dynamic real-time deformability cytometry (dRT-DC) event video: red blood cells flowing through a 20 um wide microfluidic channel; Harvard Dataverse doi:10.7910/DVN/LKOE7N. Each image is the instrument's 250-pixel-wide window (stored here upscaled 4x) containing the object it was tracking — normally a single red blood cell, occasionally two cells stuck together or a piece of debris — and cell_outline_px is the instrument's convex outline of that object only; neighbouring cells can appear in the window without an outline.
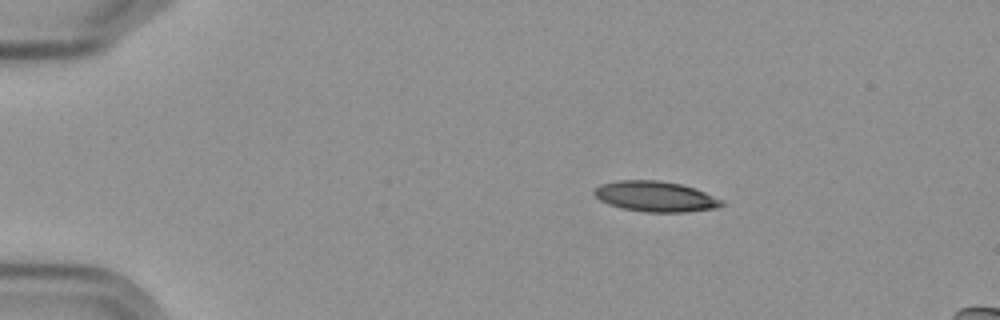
{"species": "Egyptian fruit bat (a non-hibernating species)", "species_latin": "Rousettus aegyptiacus", "temperature_condition": "cold", "stored_images_in_passage": 5, "camera_frame_rate_fps": 3000, "um_per_image_px": 0.085, "frame": {"image": 1, "passage_image": 2, "time_ms": 1.333, "image_size_px": [1000, 320], "cell_outline_px": [[724, 204], [716, 208], [684, 212], [644, 212], [620, 208], [608, 204], [600, 200], [592, 192], [600, 184], [620, 180], [656, 180], [680, 184], [704, 192], [724, 200]], "centroid_in_image_um": [55.69, 16.71], "position_along_channel_um": 29.3, "area_um2": 22.54}}
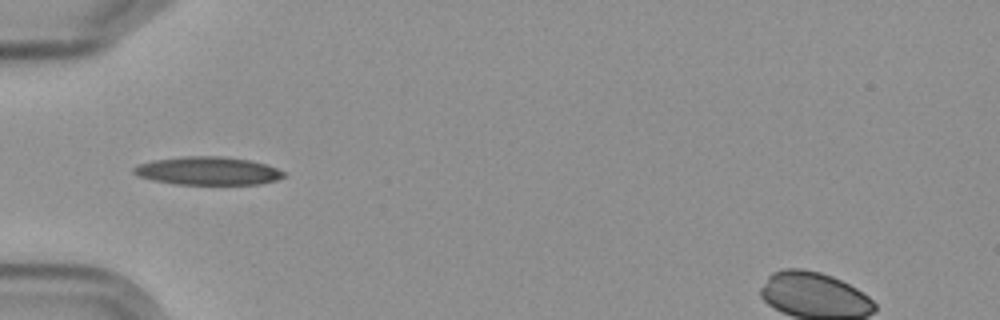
{"frame": {"image": 2, "passage_image": 4, "time_ms": 4.333, "image_size_px": [1000, 320], "cell_outline_px": [[284, 176], [276, 180], [260, 184], [172, 184], [152, 180], [136, 176], [132, 172], [132, 168], [140, 164], [156, 160], [188, 156], [216, 156], [248, 160], [264, 164], [276, 168], [284, 172]], "centroid_in_image_um": [17.62, 14.54], "position_along_channel_um": 67.4, "area_um2": 24.33}}
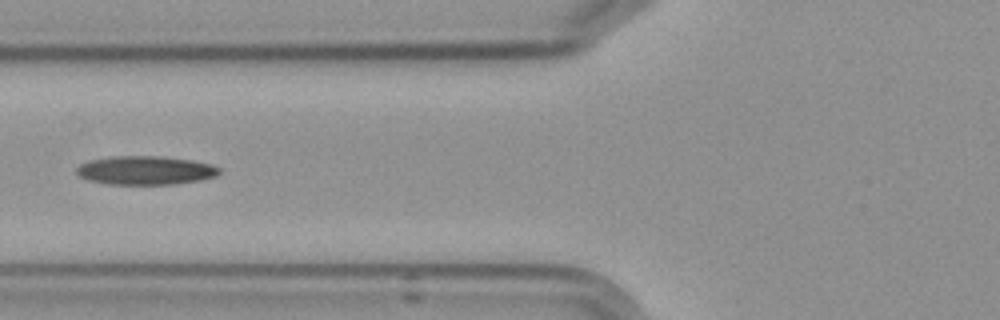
{"frame": {"image": 3, "passage_image": 5, "time_ms": 5.667, "image_size_px": [1000, 320], "cell_outline_px": [[220, 172], [216, 176], [200, 180], [172, 184], [108, 184], [88, 180], [80, 176], [76, 172], [76, 168], [80, 164], [88, 160], [112, 156], [160, 156], [192, 160], [208, 164], [220, 168]], "centroid_in_image_um": [12.33, 14.47], "position_along_channel_um": 113.5, "area_um2": 23.81}}